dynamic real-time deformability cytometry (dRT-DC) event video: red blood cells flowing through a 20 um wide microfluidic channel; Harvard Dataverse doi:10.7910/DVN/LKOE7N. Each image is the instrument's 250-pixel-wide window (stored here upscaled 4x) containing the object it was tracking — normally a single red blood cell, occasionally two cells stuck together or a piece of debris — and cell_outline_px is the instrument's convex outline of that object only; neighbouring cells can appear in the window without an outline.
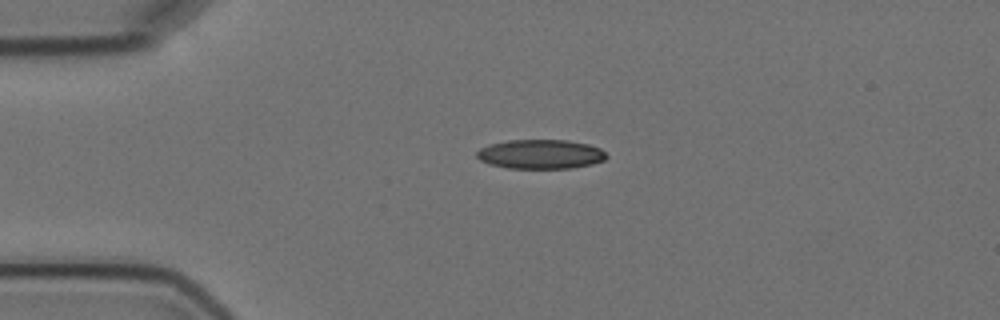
{"species": "Egyptian fruit bat (a non-hibernating species)", "species_latin": "Rousettus aegyptiacus", "temperature_condition": "cold", "stored_images_in_passage": 2, "camera_frame_rate_fps": 3000, "um_per_image_px": 0.085, "animal": {"sex": "female"}, "frame": {"image": 1, "passage_image": 1, "time_ms": 0.0, "image_size_px": [1000, 320], "cell_outline_px": [[608, 156], [604, 160], [592, 164], [572, 168], [508, 168], [488, 164], [480, 160], [476, 156], [476, 152], [480, 148], [488, 144], [508, 140], [568, 140], [588, 144], [600, 148]], "centroid_in_image_um": [45.93, 13.1], "position_along_channel_um": 39.1, "area_um2": 22.25}}